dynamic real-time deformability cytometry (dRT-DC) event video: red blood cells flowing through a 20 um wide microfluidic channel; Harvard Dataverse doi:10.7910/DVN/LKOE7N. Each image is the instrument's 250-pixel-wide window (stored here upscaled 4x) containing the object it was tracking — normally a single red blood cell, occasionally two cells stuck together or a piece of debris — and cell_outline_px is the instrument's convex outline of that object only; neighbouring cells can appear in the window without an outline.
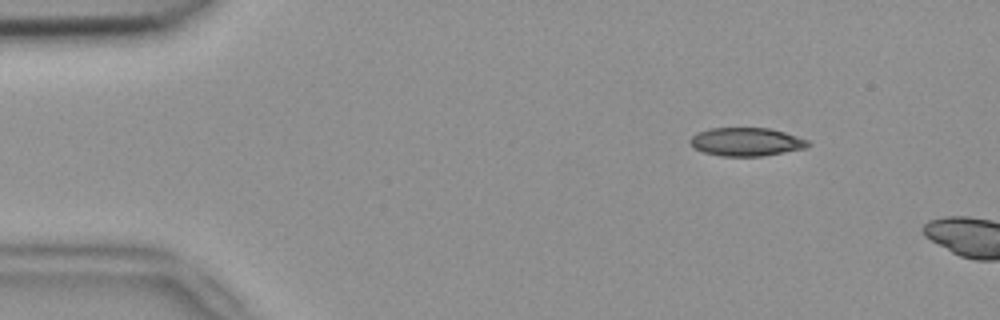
{"species": "common noctule bat (a hibernating species)", "species_latin": "Nyctalus noctula", "temperature_condition": "room temperature", "stored_images_in_passage": 5, "camera_frame_rate_fps": 3000, "um_per_image_px": 0.085, "animal": {"sex": "female", "body_mass_g": 18.4}, "frame": {"image": 1, "passage_image": 1, "time_ms": 0.0, "image_size_px": [1000, 320], "cell_outline_px": [[812, 144], [808, 148], [764, 156], [720, 156], [704, 152], [692, 148], [688, 140], [696, 132], [708, 128], [768, 128], [784, 132], [808, 140]], "centroid_in_image_um": [63.42, 12.06], "position_along_channel_um": 21.6, "area_um2": 19.77}}